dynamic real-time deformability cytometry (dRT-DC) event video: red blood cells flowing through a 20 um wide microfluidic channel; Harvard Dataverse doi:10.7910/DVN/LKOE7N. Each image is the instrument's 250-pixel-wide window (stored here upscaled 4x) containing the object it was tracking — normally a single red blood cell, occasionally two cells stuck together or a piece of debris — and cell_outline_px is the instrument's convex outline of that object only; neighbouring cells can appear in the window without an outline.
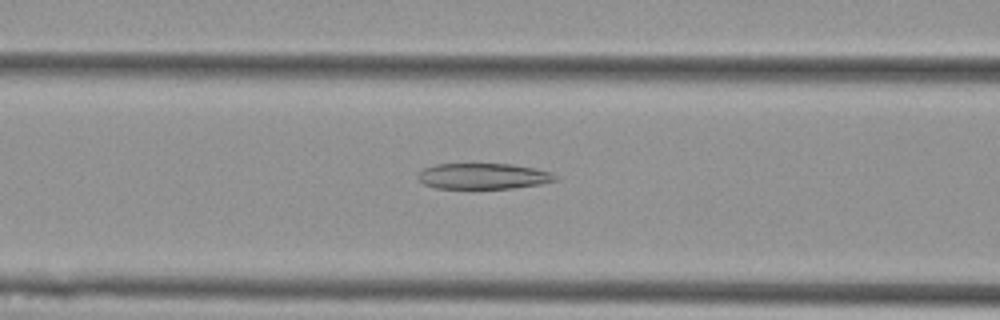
{"species": "Egyptian fruit bat (a non-hibernating species)", "species_latin": "Rousettus aegyptiacus", "temperature_condition": "cold", "stored_images_in_passage": 56, "camera_frame_rate_fps": 3000, "um_per_image_px": 0.085, "animal": {"sex": "female"}, "frame": {"image": 1, "passage_image": 23, "time_ms": 7.333, "image_size_px": [1000, 320], "cell_outline_px": [[556, 180], [540, 184], [512, 188], [436, 188], [424, 184], [416, 176], [424, 168], [436, 164], [512, 164], [532, 168], [548, 172], [556, 176]], "centroid_in_image_um": [41.03, 14.97], "position_along_channel_um": 125.6, "area_um2": 20.35}}
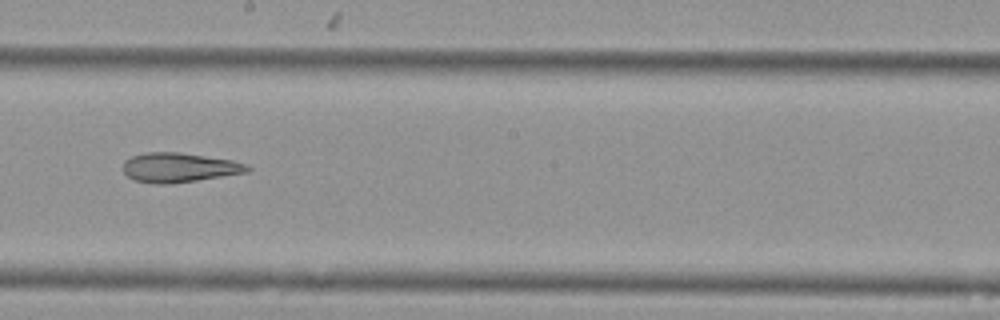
{"frame": {"image": 2, "passage_image": 32, "time_ms": 10.333, "image_size_px": [1000, 320], "cell_outline_px": [[252, 168], [248, 172], [172, 184], [156, 184], [136, 180], [128, 176], [124, 172], [124, 160], [132, 156], [148, 152], [180, 152], [232, 160], [248, 164]], "centroid_in_image_um": [15.25, 14.24], "position_along_channel_um": 232.9, "area_um2": 21.33}}
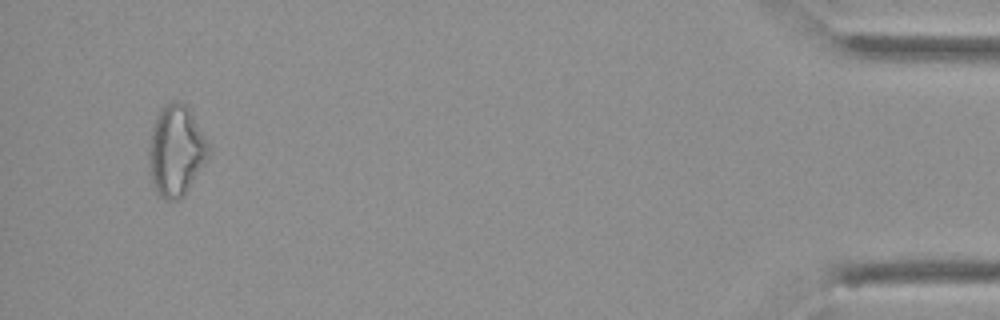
{"frame": {"image": 3, "passage_image": 54, "time_ms": 17.667, "image_size_px": [1000, 320], "cell_outline_px": [[212, 148], [204, 164], [184, 196], [176, 200], [168, 200], [160, 196], [156, 192], [152, 184], [148, 168], [148, 144], [152, 124], [160, 108], [172, 100], [180, 100], [188, 108]], "centroid_in_image_um": [14.93, 12.8], "position_along_channel_um": 420.3, "area_um2": 32.02}, "authors_computed_cell_mechanics": {"area_um2": 26.3279, "velocity_mm_per_s": 3.5924, "shape_relaxation_time_tau1_ms": null, "shape_relaxation_time_tau2_ms": 5.9068, "deformation_change_tau1": null, "deformation_change_tau2": 0.1722}}